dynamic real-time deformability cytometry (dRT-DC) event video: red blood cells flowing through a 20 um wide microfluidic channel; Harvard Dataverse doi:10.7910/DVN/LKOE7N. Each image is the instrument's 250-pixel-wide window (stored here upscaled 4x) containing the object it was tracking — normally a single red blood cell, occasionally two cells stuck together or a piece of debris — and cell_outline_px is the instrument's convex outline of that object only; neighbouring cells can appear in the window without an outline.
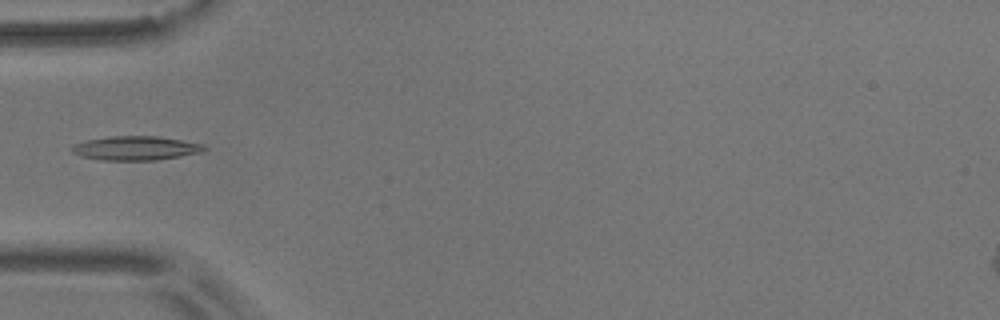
{"species": "common noctule bat (a hibernating species)", "species_latin": "Nyctalus noctula", "temperature_condition": "room temperature", "stored_images_in_passage": 6, "camera_frame_rate_fps": 3000, "um_per_image_px": 0.085, "animal": {"sex": "male", "body_mass_g": 17.9}, "frame": {"image": 1, "passage_image": 1, "time_ms": 0.0, "image_size_px": [1000, 320], "cell_outline_px": [[208, 148], [204, 152], [156, 160], [100, 160], [80, 156], [72, 152], [68, 148], [72, 144], [88, 140], [108, 136], [156, 136], [204, 144]], "centroid_in_image_um": [11.51, 12.59], "position_along_channel_um": 73.5, "area_um2": 18.73}}
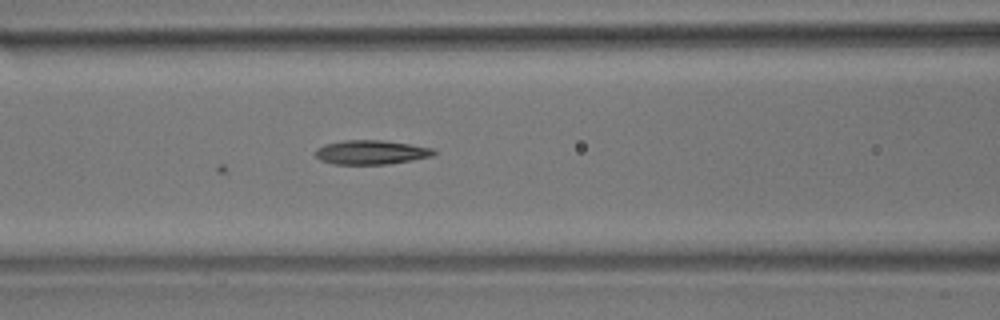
{"frame": {"image": 2, "passage_image": 6, "time_ms": 1.667, "image_size_px": [1000, 320], "cell_outline_px": [[436, 152], [432, 156], [412, 160], [388, 164], [332, 164], [320, 160], [316, 156], [316, 148], [324, 144], [344, 140], [384, 140], [412, 144], [432, 148]], "centroid_in_image_um": [31.53, 12.94], "position_along_channel_um": 135.1, "area_um2": 16.76}}